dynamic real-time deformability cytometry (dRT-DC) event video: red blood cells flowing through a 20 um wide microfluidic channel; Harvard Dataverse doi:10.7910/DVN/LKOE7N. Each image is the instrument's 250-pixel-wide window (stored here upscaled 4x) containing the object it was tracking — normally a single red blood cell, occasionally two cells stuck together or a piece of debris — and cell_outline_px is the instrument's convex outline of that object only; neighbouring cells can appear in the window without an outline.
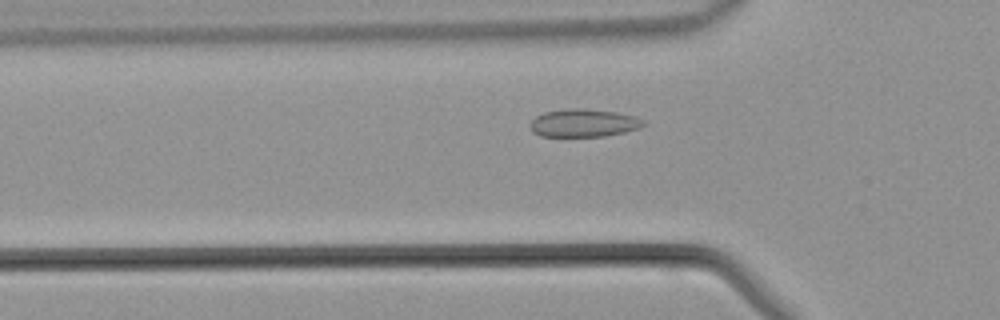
{"species": "common noctule bat (a hibernating species)", "species_latin": "Nyctalus noctula", "temperature_condition": "warm", "stored_images_in_passage": 30, "camera_frame_rate_fps": 3000, "um_per_image_px": 0.085, "animal": {"sex": "male", "body_mass_g": 21.5, "forearm_length_mm": 52.0}, "frame": {"image": 1, "passage_image": 8, "time_ms": 2.333, "image_size_px": [1000, 320], "cell_outline_px": [[648, 124], [640, 128], [624, 132], [604, 136], [540, 136], [532, 132], [528, 124], [536, 116], [544, 112], [564, 108], [584, 108], [616, 112], [636, 116], [644, 120]], "centroid_in_image_um": [49.61, 10.44], "position_along_channel_um": 76.2, "area_um2": 18.73}}
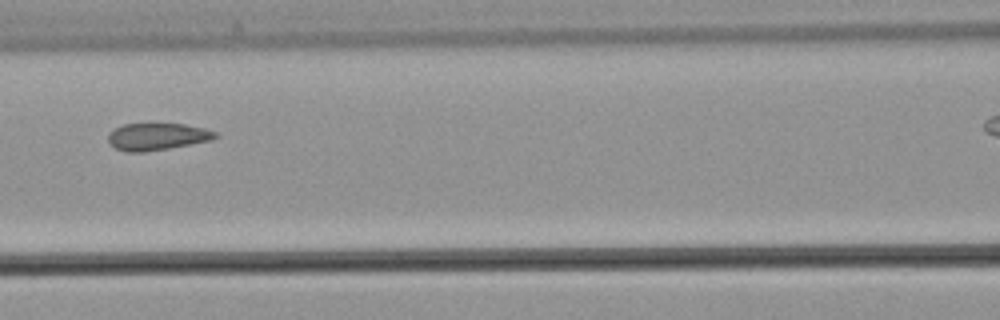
{"frame": {"image": 2, "passage_image": 13, "time_ms": 4.0, "image_size_px": [1000, 320], "cell_outline_px": [[220, 136], [212, 140], [168, 148], [144, 152], [128, 152], [116, 148], [108, 140], [108, 132], [124, 124], [184, 124], [204, 128], [216, 132]], "centroid_in_image_um": [13.38, 11.61], "position_along_channel_um": 153.2, "area_um2": 16.76}}
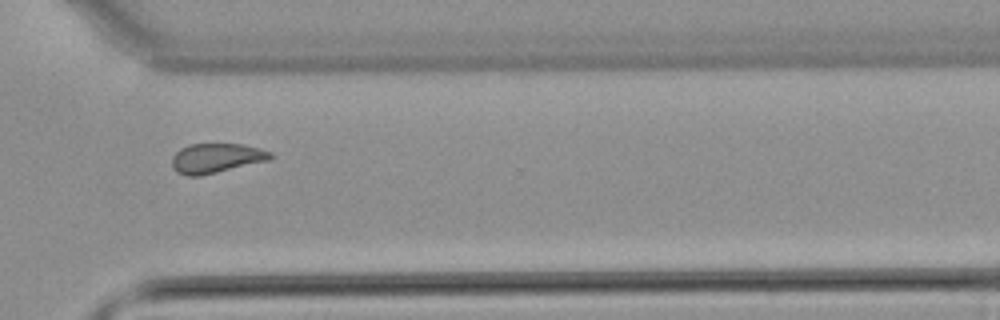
{"frame": {"image": 3, "passage_image": 26, "time_ms": 8.333, "image_size_px": [1000, 320], "cell_outline_px": [[272, 156], [268, 160], [200, 176], [188, 176], [176, 172], [172, 164], [172, 156], [180, 148], [188, 144], [240, 144], [260, 148], [272, 152]], "centroid_in_image_um": [18.34, 13.44], "position_along_channel_um": 352.3, "area_um2": 16.88}}